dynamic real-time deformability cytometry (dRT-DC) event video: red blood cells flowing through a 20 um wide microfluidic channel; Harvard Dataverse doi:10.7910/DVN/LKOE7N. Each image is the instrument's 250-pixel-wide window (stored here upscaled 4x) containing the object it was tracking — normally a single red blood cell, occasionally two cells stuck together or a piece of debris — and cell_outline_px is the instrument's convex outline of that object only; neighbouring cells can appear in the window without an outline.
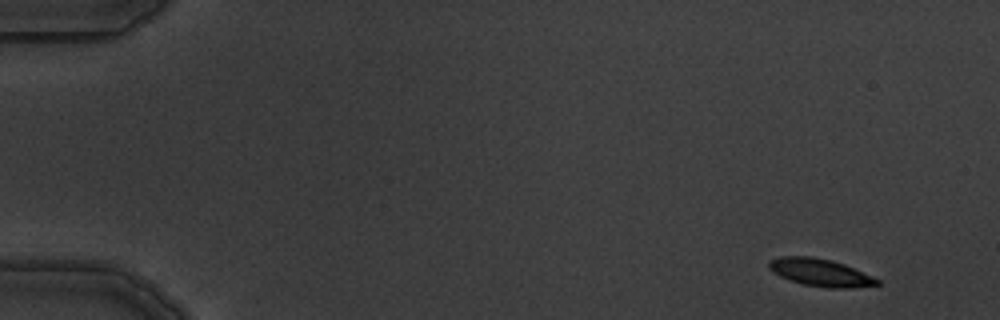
{"species": "common noctule bat (a hibernating species)", "species_latin": "Nyctalus noctula", "temperature_condition": "warm", "stored_images_in_passage": 7, "camera_frame_rate_fps": 3000, "um_per_image_px": 0.085, "animal": {"sex": "male", "body_mass_g": 19.5, "forearm_length_mm": 54.6}, "frame": {"image": 1, "passage_image": 1, "time_ms": 0.0, "image_size_px": [1000, 320], "cell_outline_px": [[880, 284], [856, 288], [828, 288], [804, 284], [788, 280], [772, 272], [768, 268], [768, 260], [780, 256], [812, 256], [832, 260], [844, 264], [872, 276], [880, 280]], "centroid_in_image_um": [69.7, 23.16], "position_along_channel_um": 15.3, "area_um2": 17.51}}
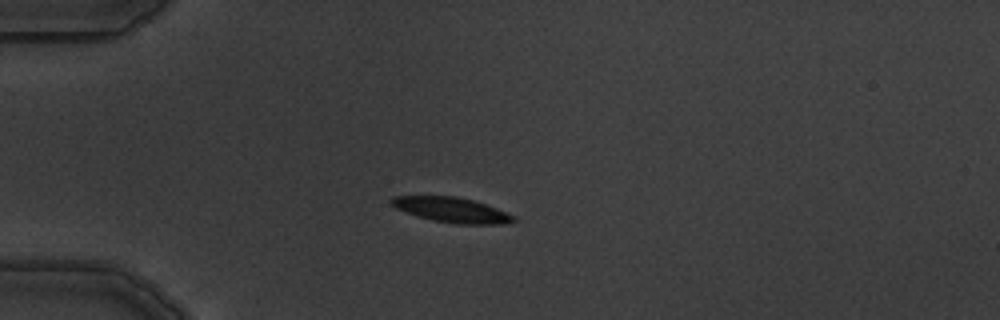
{"frame": {"image": 2, "passage_image": 4, "time_ms": 3.667, "image_size_px": [1000, 320], "cell_outline_px": [[516, 220], [504, 224], [456, 224], [432, 220], [416, 216], [396, 208], [388, 204], [388, 200], [392, 196], [456, 196], [476, 200], [516, 216]], "centroid_in_image_um": [38.37, 17.83], "position_along_channel_um": 46.6, "area_um2": 18.09}}